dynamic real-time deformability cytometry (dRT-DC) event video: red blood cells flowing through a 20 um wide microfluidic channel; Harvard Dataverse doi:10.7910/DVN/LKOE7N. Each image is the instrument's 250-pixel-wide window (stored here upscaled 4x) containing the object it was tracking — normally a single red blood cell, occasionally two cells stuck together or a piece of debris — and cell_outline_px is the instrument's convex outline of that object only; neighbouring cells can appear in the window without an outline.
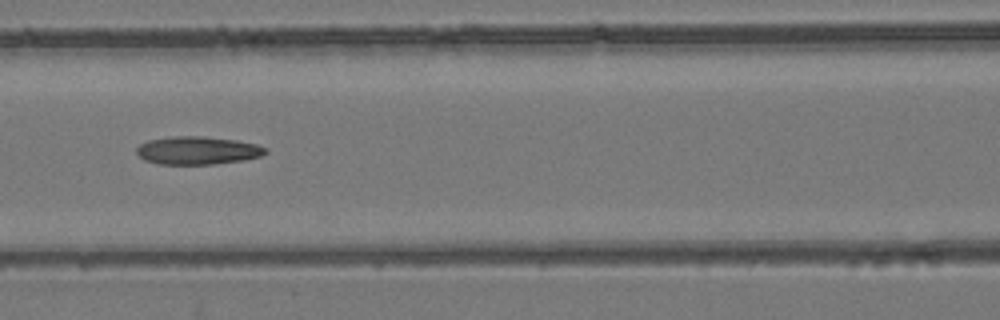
{"species": "common noctule bat (a hibernating species)", "species_latin": "Nyctalus noctula", "temperature_condition": "room temperature", "stored_images_in_passage": 6, "camera_frame_rate_fps": 3000, "um_per_image_px": 0.085, "animal": {"sex": "female", "body_mass_g": 24.6, "forearm_length_mm": 56.2}, "frame": {"image": 1, "passage_image": 6, "time_ms": 5.667, "image_size_px": [1000, 320], "cell_outline_px": [[268, 152], [260, 156], [240, 160], [212, 164], [160, 164], [144, 160], [136, 152], [136, 148], [140, 144], [148, 140], [172, 136], [204, 136], [236, 140], [256, 144], [268, 148]], "centroid_in_image_um": [16.78, 12.78], "position_along_channel_um": 149.8, "area_um2": 20.98}}